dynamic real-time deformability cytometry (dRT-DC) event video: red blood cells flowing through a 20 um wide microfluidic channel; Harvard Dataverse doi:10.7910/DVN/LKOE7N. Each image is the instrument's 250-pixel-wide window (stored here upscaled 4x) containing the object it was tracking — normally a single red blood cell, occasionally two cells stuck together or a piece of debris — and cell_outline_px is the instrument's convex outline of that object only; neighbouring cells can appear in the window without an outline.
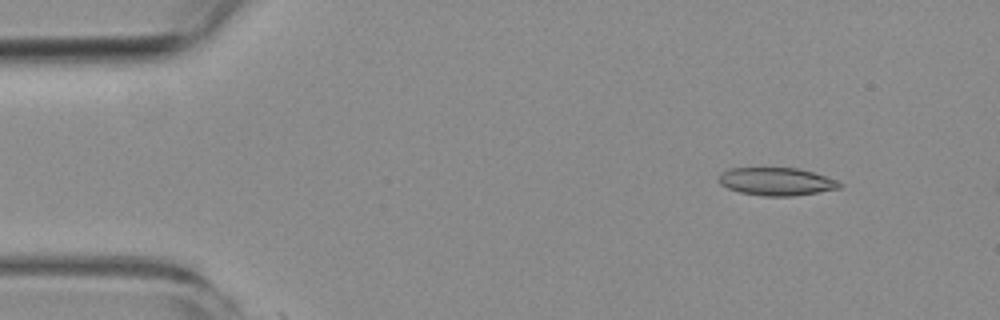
{"species": "common noctule bat (a hibernating species)", "species_latin": "Nyctalus noctula", "temperature_condition": "room temperature", "stored_images_in_passage": 4, "camera_frame_rate_fps": 3000, "um_per_image_px": 0.085, "animal": {"sex": "female", "body_mass_g": 19.3, "forearm_length_mm": 54.1}, "frame": {"image": 1, "passage_image": 2, "time_ms": 1.0, "image_size_px": [1000, 320], "cell_outline_px": [[844, 184], [840, 188], [792, 196], [764, 196], [740, 192], [728, 188], [720, 184], [716, 180], [720, 172], [728, 168], [796, 168], [812, 172], [836, 180]], "centroid_in_image_um": [65.94, 15.42], "position_along_channel_um": 19.1, "area_um2": 19.59}}